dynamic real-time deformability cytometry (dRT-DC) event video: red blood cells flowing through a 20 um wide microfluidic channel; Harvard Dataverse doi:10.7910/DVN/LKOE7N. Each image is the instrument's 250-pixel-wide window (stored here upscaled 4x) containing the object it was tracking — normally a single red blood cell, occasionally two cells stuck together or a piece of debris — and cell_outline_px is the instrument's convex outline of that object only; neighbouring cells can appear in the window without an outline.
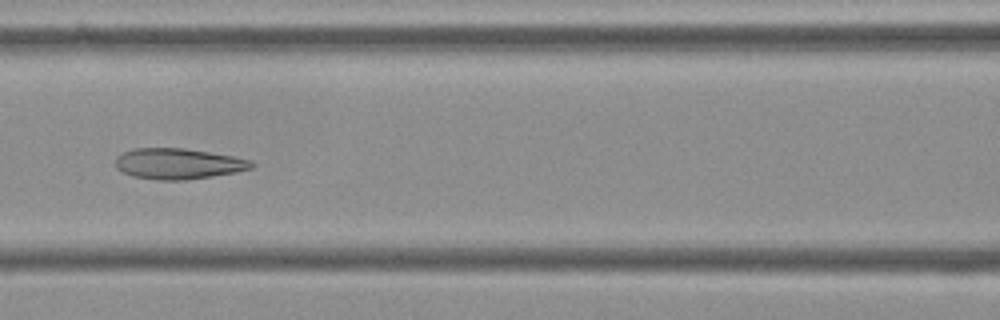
{"species": "Egyptian fruit bat (a non-hibernating species)", "species_latin": "Rousettus aegyptiacus", "temperature_condition": "cold", "stored_images_in_passage": 7, "camera_frame_rate_fps": 3000, "um_per_image_px": 0.085, "frame": {"image": 1, "passage_image": 7, "time_ms": 2.0, "image_size_px": [1000, 320], "cell_outline_px": [[256, 164], [252, 168], [236, 172], [212, 176], [184, 180], [156, 180], [132, 176], [116, 168], [116, 156], [124, 152], [136, 148], [184, 148], [232, 156], [252, 160]], "centroid_in_image_um": [15.16, 13.92], "position_along_channel_um": 151.4, "area_um2": 24.33}}